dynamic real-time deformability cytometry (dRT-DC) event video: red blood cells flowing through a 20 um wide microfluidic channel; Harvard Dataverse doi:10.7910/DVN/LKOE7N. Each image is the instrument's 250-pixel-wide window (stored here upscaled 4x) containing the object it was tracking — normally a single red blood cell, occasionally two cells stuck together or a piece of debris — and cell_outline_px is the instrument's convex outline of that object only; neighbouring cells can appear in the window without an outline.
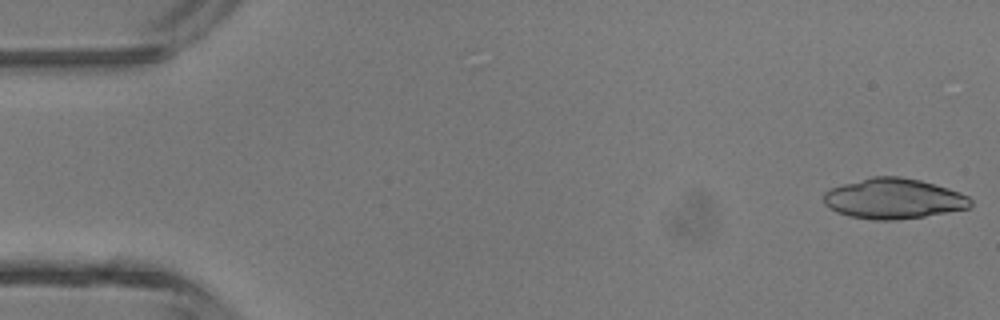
{"species": "common noctule bat (a hibernating species)", "species_latin": "Nyctalus noctula", "temperature_condition": "room temperature", "stored_images_in_passage": 44, "camera_frame_rate_fps": 3000, "um_per_image_px": 0.085, "animal": {"sex": "male", "body_mass_g": 13.3}, "frame": {"image": 1, "passage_image": 1, "time_ms": 0.0, "image_size_px": [1000, 320], "cell_outline_px": [[972, 204], [968, 208], [924, 216], [896, 220], [872, 220], [848, 216], [836, 212], [828, 208], [824, 204], [824, 192], [828, 188], [872, 176], [900, 176], [920, 180], [948, 188], [960, 192], [968, 196], [972, 200]], "centroid_in_image_um": [75.91, 16.88], "position_along_channel_um": 9.1, "area_um2": 34.74}}
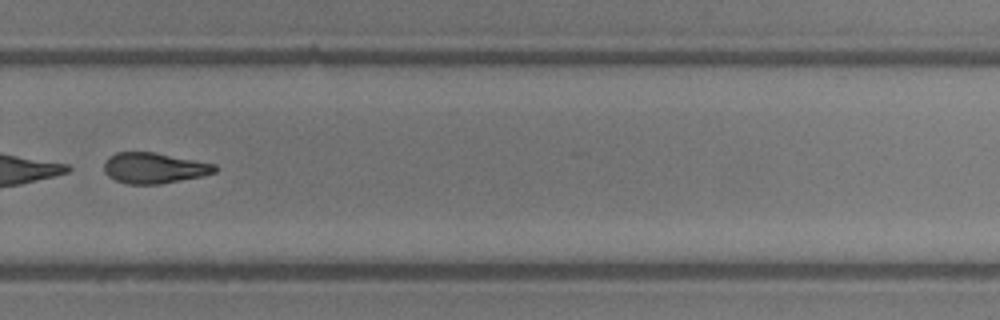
{"frame": {"image": 2, "passage_image": 31, "time_ms": 10.0, "image_size_px": [1000, 320], "cell_outline_px": [[216, 172], [200, 176], [160, 184], [128, 184], [116, 180], [108, 176], [104, 172], [104, 164], [108, 156], [116, 152], [152, 152], [216, 164]], "centroid_in_image_um": [13.06, 14.28], "position_along_channel_um": 316.7, "area_um2": 19.65}}